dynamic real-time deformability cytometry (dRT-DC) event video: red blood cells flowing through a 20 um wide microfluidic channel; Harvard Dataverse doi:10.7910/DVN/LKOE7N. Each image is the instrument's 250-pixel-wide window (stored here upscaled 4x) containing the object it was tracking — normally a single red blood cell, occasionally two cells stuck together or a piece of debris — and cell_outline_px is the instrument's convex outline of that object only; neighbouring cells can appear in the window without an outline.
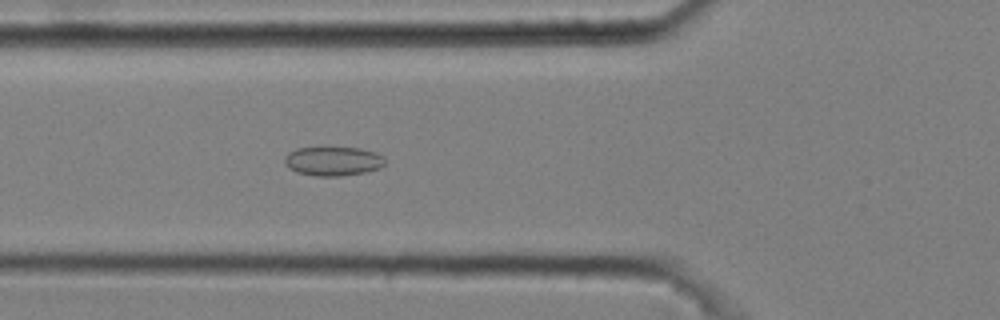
{"species": "common noctule bat (a hibernating species)", "species_latin": "Nyctalus noctula", "temperature_condition": "cold", "stored_images_in_passage": 5, "camera_frame_rate_fps": 3000, "um_per_image_px": 0.085, "animal": {"sex": "male", "body_mass_g": 20.4}, "frame": {"image": 1, "passage_image": 5, "time_ms": 1.333, "image_size_px": [1000, 320], "cell_outline_px": [[384, 164], [380, 168], [364, 172], [340, 176], [316, 176], [296, 172], [288, 168], [284, 160], [284, 156], [288, 152], [296, 148], [360, 148], [376, 152], [384, 156]], "centroid_in_image_um": [28.29, 13.7], "position_along_channel_um": 97.5, "area_um2": 17.05}}